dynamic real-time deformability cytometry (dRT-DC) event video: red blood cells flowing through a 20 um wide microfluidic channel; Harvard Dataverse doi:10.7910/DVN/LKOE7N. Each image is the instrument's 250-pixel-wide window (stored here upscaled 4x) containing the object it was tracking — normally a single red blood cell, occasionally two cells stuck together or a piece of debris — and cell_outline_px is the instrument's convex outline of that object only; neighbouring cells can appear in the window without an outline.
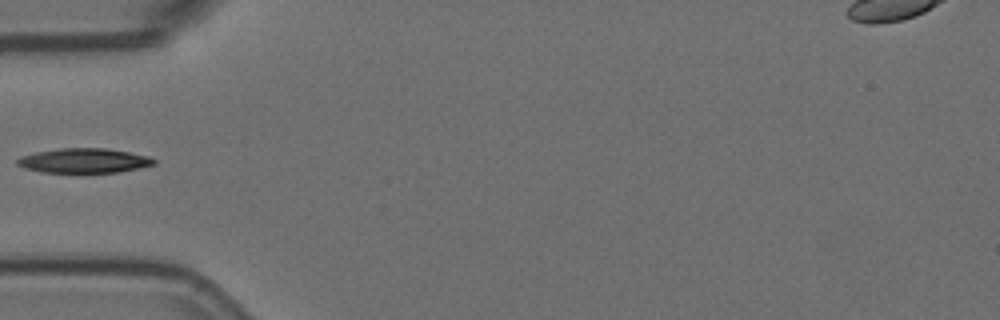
{"species": "Egyptian fruit bat (a non-hibernating species)", "species_latin": "Rousettus aegyptiacus", "temperature_condition": "room temperature", "stored_images_in_passage": 5, "camera_frame_rate_fps": 3000, "um_per_image_px": 0.085, "animal": {"sex": "female"}, "frame": {"image": 1, "passage_image": 1, "time_ms": 0.0, "image_size_px": [1000, 320], "cell_outline_px": [[156, 164], [140, 168], [120, 172], [40, 172], [24, 168], [16, 164], [16, 160], [20, 156], [36, 152], [60, 148], [104, 148], [128, 152], [148, 156], [156, 160]], "centroid_in_image_um": [7.13, 13.65], "position_along_channel_um": 77.9, "area_um2": 19.59}}
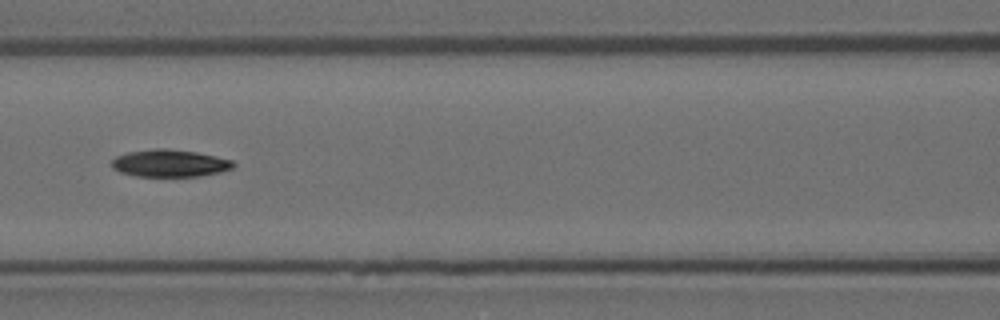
{"frame": {"image": 2, "passage_image": 3, "time_ms": 0.667, "image_size_px": [1000, 320], "cell_outline_px": [[236, 164], [232, 168], [220, 172], [200, 176], [136, 176], [120, 172], [112, 168], [112, 160], [116, 156], [128, 152], [152, 148], [164, 148], [196, 152], [232, 160]], "centroid_in_image_um": [14.41, 13.87], "position_along_channel_um": 152.2, "area_um2": 19.31}}
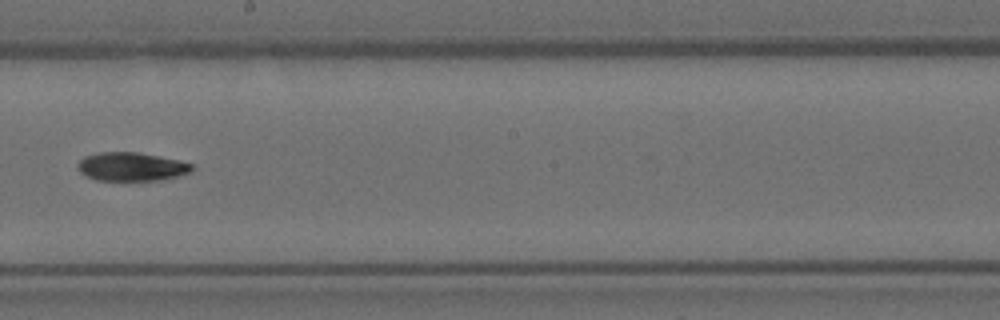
{"frame": {"image": 3, "passage_image": 5, "time_ms": 1.333, "image_size_px": [1000, 320], "cell_outline_px": [[192, 168], [188, 172], [164, 180], [96, 180], [84, 176], [76, 168], [76, 164], [84, 156], [100, 152], [136, 152], [176, 160], [192, 164]], "centroid_in_image_um": [11.07, 14.17], "position_along_channel_um": 237.1, "area_um2": 18.84}}